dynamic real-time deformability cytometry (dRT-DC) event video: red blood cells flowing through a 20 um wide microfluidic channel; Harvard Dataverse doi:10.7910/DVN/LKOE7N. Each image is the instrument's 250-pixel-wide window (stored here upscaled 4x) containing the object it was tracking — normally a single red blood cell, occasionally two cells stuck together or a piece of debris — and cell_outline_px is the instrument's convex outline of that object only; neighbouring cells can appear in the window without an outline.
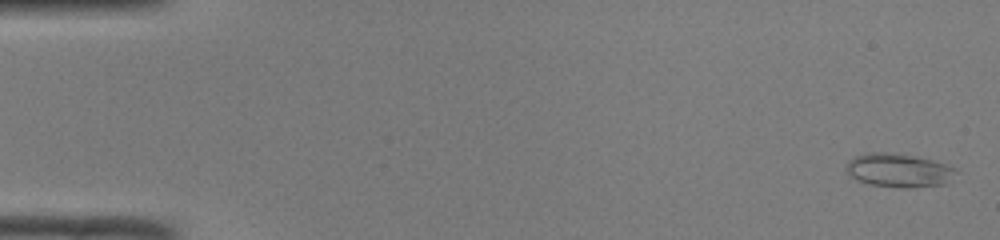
{"species": "common noctule bat (a hibernating species)", "species_latin": "Nyctalus noctula", "temperature_condition": "room temperature", "stored_images_in_passage": 51, "camera_frame_rate_fps": 3000, "um_per_image_px": 0.085, "animal": {"sex": "male", "body_mass_g": 19.0, "forearm_length_mm": 50.8}, "frame": {"image": 1, "passage_image": 2, "time_ms": 0.333, "image_size_px": [1000, 240], "cell_outline_px": [[956, 172], [948, 184], [916, 188], [900, 188], [868, 184], [856, 180], [844, 168], [848, 160], [864, 152], [884, 152], [912, 156], [932, 160], [956, 168]], "centroid_in_image_um": [76.38, 14.5], "position_along_channel_um": 8.6, "area_um2": 21.73}}
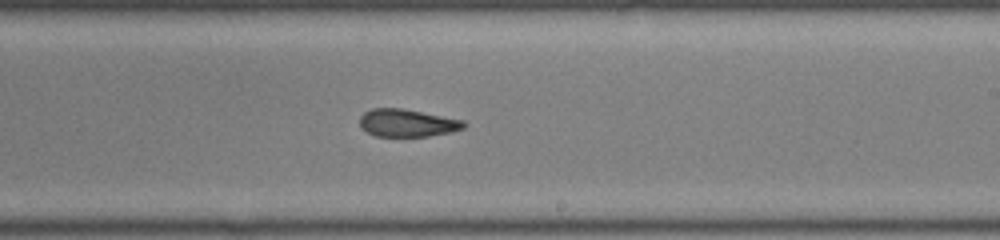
{"frame": {"image": 2, "passage_image": 31, "time_ms": 10.0, "image_size_px": [1000, 240], "cell_outline_px": [[468, 124], [464, 128], [452, 132], [428, 136], [376, 136], [368, 132], [360, 124], [360, 116], [364, 112], [372, 108], [400, 108], [464, 120]], "centroid_in_image_um": [34.65, 10.45], "position_along_channel_um": 254.4, "area_um2": 16.65}}
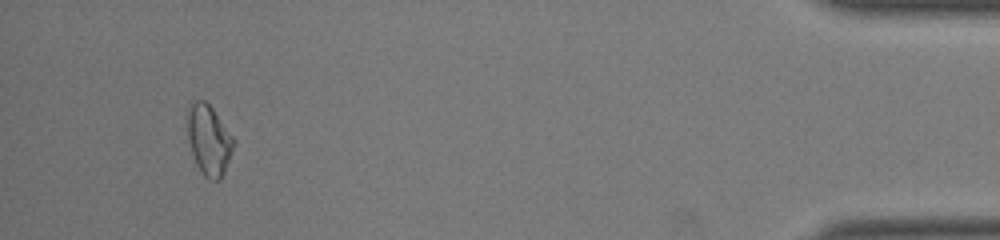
{"frame": {"image": 3, "passage_image": 48, "time_ms": 15.667, "image_size_px": [1000, 240], "cell_outline_px": [[236, 144], [224, 172], [220, 180], [212, 180], [204, 176], [200, 172], [196, 164], [188, 140], [184, 116], [192, 100], [204, 100], [212, 108], [236, 140]], "centroid_in_image_um": [17.73, 11.87], "position_along_channel_um": 417.5, "area_um2": 19.42}, "authors_computed_cell_mechanics": {"area_um2": 18.4382, "velocity_mm_per_s": 4.0746, "shape_relaxation_time_tau1_ms": null, "shape_relaxation_time_tau2_ms": 2.1055, "deformation_change_tau1": null, "deformation_change_tau2": 0.08}}